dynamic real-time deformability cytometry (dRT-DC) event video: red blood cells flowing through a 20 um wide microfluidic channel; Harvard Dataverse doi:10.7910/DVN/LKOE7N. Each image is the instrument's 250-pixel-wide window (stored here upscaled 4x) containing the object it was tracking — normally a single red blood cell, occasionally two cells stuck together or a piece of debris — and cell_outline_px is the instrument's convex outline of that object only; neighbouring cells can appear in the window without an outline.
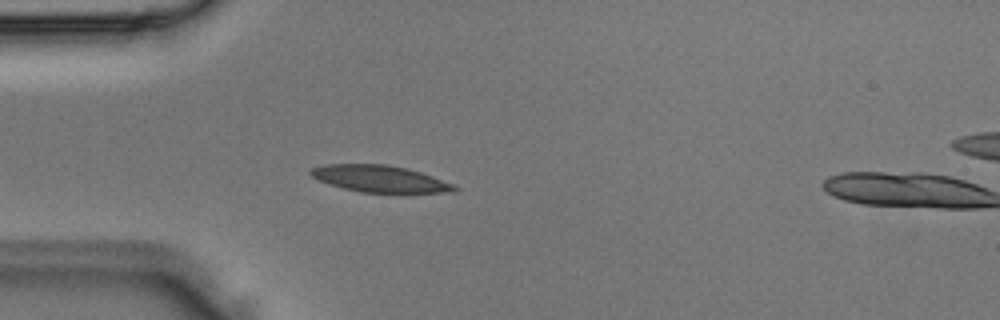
{"species": "Egyptian fruit bat (a non-hibernating species)", "species_latin": "Rousettus aegyptiacus", "temperature_condition": "room temperature", "stored_images_in_passage": 2, "camera_frame_rate_fps": 3000, "um_per_image_px": 0.085, "animal": {"sex": "male"}, "frame": {"image": 1, "passage_image": 1, "time_ms": 0.0, "image_size_px": [1000, 320], "cell_outline_px": [[460, 188], [456, 192], [400, 196], [360, 192], [344, 188], [320, 180], [312, 176], [308, 172], [312, 168], [324, 164], [388, 164], [408, 168], [432, 176], [452, 184]], "centroid_in_image_um": [32.43, 15.25], "position_along_channel_um": 52.6, "area_um2": 23.52}}